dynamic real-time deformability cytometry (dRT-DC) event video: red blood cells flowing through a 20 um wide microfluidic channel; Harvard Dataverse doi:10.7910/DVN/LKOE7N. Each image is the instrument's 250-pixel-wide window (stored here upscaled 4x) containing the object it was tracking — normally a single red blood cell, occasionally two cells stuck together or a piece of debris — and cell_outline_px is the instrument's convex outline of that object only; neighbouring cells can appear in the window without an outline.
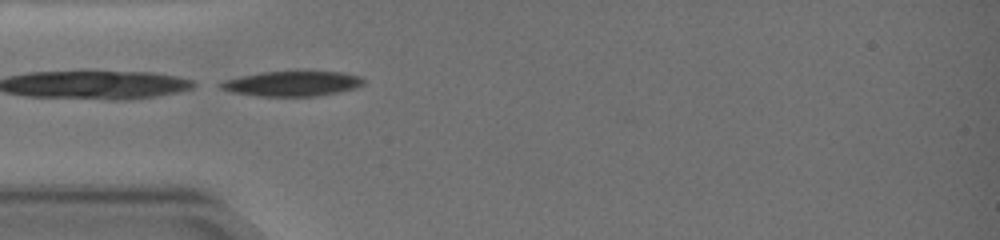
{"species": "common noctule bat (a hibernating species)", "species_latin": "Nyctalus noctula", "temperature_condition": "warm", "stored_images_in_passage": 32, "camera_frame_rate_fps": 3000, "um_per_image_px": 0.085, "animal": {"sex": "female", "body_mass_g": 19.0, "forearm_length_mm": 51.5}, "frame": {"image": 1, "passage_image": 1, "time_ms": 0.0, "image_size_px": [1000, 240], "cell_outline_px": [[364, 84], [356, 88], [340, 92], [316, 96], [256, 96], [232, 92], [220, 88], [216, 84], [224, 80], [240, 76], [260, 72], [344, 72], [360, 76], [364, 80]], "centroid_in_image_um": [24.82, 7.11], "position_along_channel_um": 60.2, "area_um2": 20.92}}
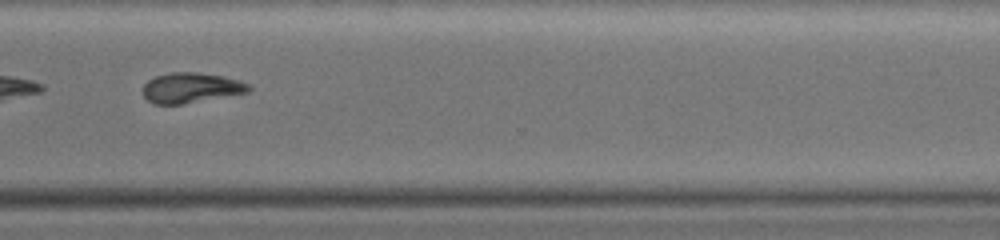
{"frame": {"image": 2, "passage_image": 23, "time_ms": 9.333, "image_size_px": [1000, 240], "cell_outline_px": [[252, 88], [248, 92], [184, 104], [156, 104], [148, 100], [144, 96], [144, 84], [148, 80], [156, 76], [172, 72], [196, 72], [224, 76], [248, 84]], "centroid_in_image_um": [16.23, 7.46], "position_along_channel_um": 354.4, "area_um2": 18.44}, "authors_computed_cell_mechanics": {"area_um2": 21.386, "velocity_mm_per_s": 3.1605, "shape_relaxation_time_tau1_ms": 3.9628, "shape_relaxation_time_tau2_ms": null, "deformation_change_tau1": 0.1376, "deformation_change_tau2": null}}